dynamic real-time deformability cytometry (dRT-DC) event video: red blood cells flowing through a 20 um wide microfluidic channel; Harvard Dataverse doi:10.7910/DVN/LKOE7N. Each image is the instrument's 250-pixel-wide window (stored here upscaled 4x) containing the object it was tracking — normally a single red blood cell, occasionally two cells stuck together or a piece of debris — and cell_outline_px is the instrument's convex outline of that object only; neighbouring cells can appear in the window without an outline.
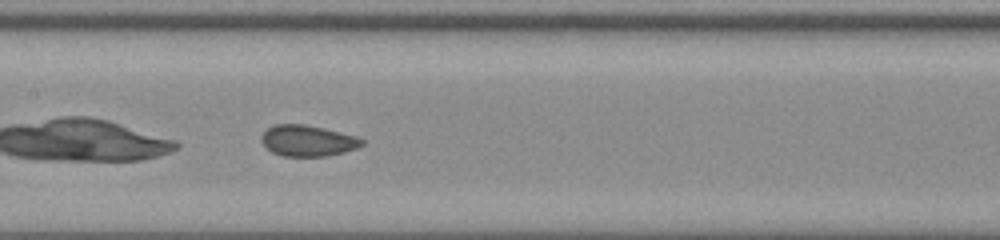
{"species": "common noctule bat (a hibernating species)", "species_latin": "Nyctalus noctula", "temperature_condition": "room temperature", "stored_images_in_passage": 32, "camera_frame_rate_fps": 3000, "um_per_image_px": 0.085, "animal": {"sex": "male", "body_mass_g": 20.0, "forearm_length_mm": 53.3}, "frame": {"image": 1, "passage_image": 10, "time_ms": 3.0, "image_size_px": [1000, 240], "cell_outline_px": [[364, 144], [356, 148], [344, 152], [328, 156], [284, 156], [272, 152], [260, 140], [260, 136], [268, 128], [276, 124], [304, 124], [324, 128], [356, 136], [364, 140]], "centroid_in_image_um": [26.16, 11.96], "position_along_channel_um": 181.2, "area_um2": 18.15}}
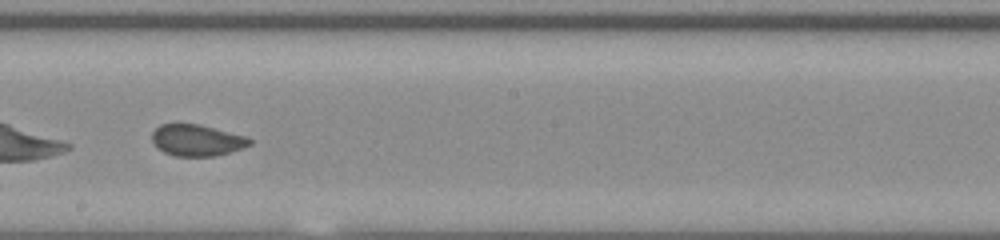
{"frame": {"image": 2, "passage_image": 14, "time_ms": 4.333, "image_size_px": [1000, 240], "cell_outline_px": [[252, 144], [232, 152], [216, 156], [176, 156], [164, 152], [156, 148], [152, 140], [152, 132], [160, 124], [200, 124], [248, 136], [252, 140]], "centroid_in_image_um": [16.76, 11.92], "position_along_channel_um": 231.4, "area_um2": 18.15}}
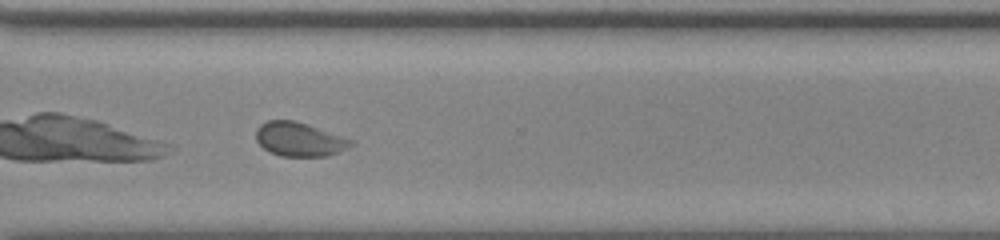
{"frame": {"image": 3, "passage_image": 23, "time_ms": 7.333, "image_size_px": [1000, 240], "cell_outline_px": [[356, 144], [340, 152], [328, 156], [280, 156], [268, 152], [256, 140], [256, 128], [260, 124], [268, 120], [292, 120], [308, 124], [356, 140]], "centroid_in_image_um": [25.49, 11.84], "position_along_channel_um": 345.1, "area_um2": 19.19}, "authors_computed_cell_mechanics": {"area_um2": 18.2937, "velocity_mm_per_s": 3.7874, "shape_relaxation_time_tau1_ms": 5.67, "shape_relaxation_time_tau2_ms": 0.6395, "deformation_change_tau1": 0.1074, "deformation_change_tau2": 0.0603}}